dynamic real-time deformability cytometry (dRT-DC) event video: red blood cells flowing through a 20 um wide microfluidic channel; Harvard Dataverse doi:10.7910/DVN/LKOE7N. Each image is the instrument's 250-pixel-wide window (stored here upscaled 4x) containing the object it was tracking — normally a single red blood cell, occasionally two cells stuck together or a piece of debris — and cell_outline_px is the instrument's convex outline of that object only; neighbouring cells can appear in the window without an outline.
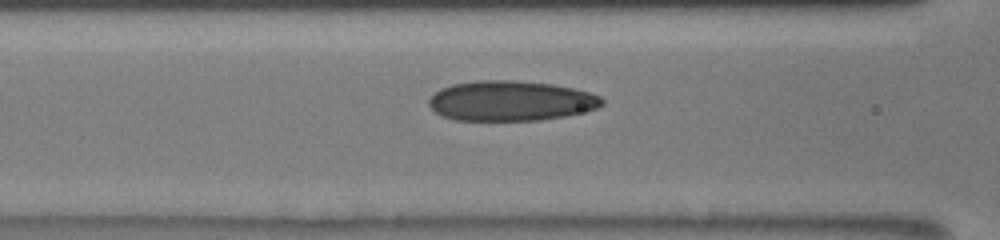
{"species": "human", "species_latin": "Homo sapiens", "temperature_condition": "room temperature", "stored_images_in_passage": 36, "camera_frame_rate_fps": 3000, "um_per_image_px": 0.085, "donor": {"sex": "male"}, "frame": {"image": 1, "passage_image": 12, "time_ms": 3.667, "image_size_px": [1000, 240], "cell_outline_px": [[604, 104], [596, 108], [584, 112], [564, 116], [540, 120], [456, 120], [440, 116], [428, 104], [428, 100], [440, 88], [452, 84], [476, 80], [512, 80], [552, 84], [572, 88], [588, 92], [600, 96], [604, 100]], "centroid_in_image_um": [43.4, 8.57], "position_along_channel_um": 123.2, "area_um2": 40.46}}
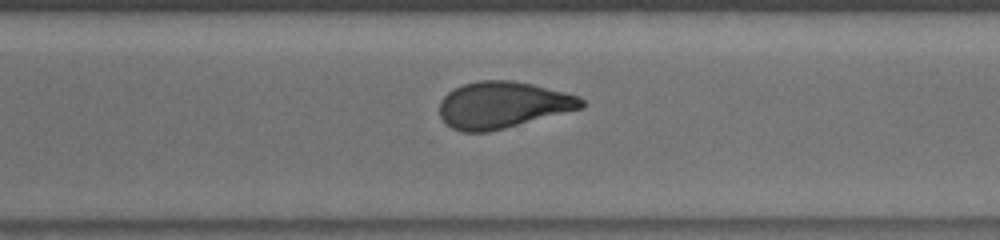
{"frame": {"image": 2, "passage_image": 28, "time_ms": 9.0, "image_size_px": [1000, 240], "cell_outline_px": [[588, 104], [584, 108], [488, 132], [460, 132], [452, 128], [440, 116], [440, 100], [448, 92], [464, 84], [480, 80], [512, 80], [532, 84], [580, 96]], "centroid_in_image_um": [42.76, 8.92], "position_along_channel_um": 327.8, "area_um2": 38.55}}
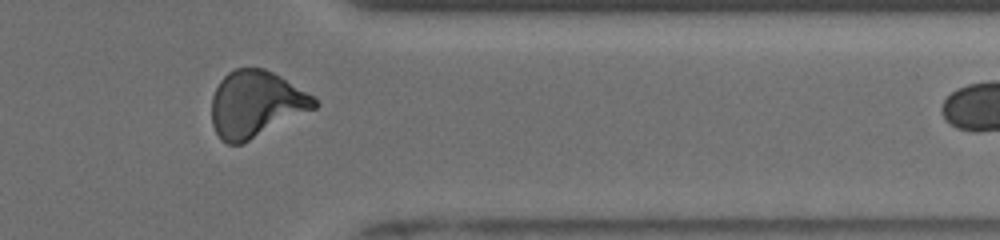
{"frame": {"image": 3, "passage_image": 33, "time_ms": 10.667, "image_size_px": [1000, 240], "cell_outline_px": [[320, 104], [316, 108], [240, 144], [228, 144], [220, 140], [212, 124], [212, 96], [220, 80], [228, 72], [236, 68], [264, 68], [280, 76], [312, 96]], "centroid_in_image_um": [21.72, 8.84], "position_along_channel_um": 389.7, "area_um2": 39.3}}